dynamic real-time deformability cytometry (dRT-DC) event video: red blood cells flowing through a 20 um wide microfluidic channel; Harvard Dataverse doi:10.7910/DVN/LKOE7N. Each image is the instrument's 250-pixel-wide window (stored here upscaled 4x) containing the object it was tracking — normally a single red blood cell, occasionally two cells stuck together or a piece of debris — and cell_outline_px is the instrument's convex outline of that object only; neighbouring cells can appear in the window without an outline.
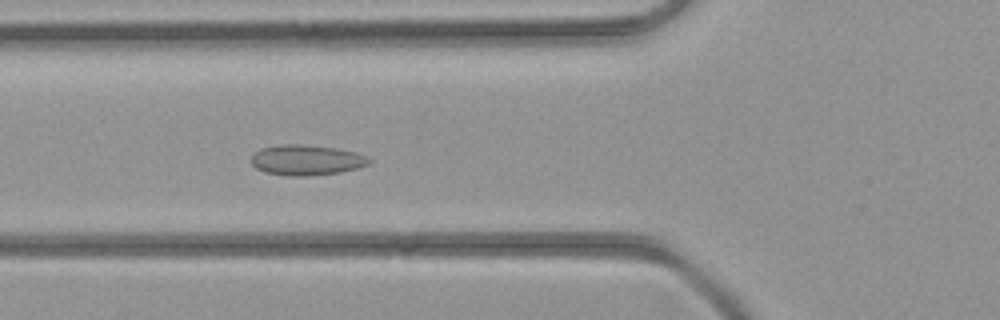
{"species": "common noctule bat (a hibernating species)", "species_latin": "Nyctalus noctula", "temperature_condition": "room temperature", "stored_images_in_passage": 38, "camera_frame_rate_fps": 3000, "um_per_image_px": 0.085, "animal": {"sex": "female", "body_mass_g": 21.9}, "frame": {"image": 1, "passage_image": 16, "time_ms": 5.0, "image_size_px": [1000, 320], "cell_outline_px": [[372, 160], [368, 164], [356, 168], [340, 172], [308, 176], [288, 176], [264, 172], [256, 168], [252, 164], [252, 156], [260, 148], [280, 144], [300, 144], [336, 148], [356, 152]], "centroid_in_image_um": [26.02, 13.6], "position_along_channel_um": 99.8, "area_um2": 20.81}}
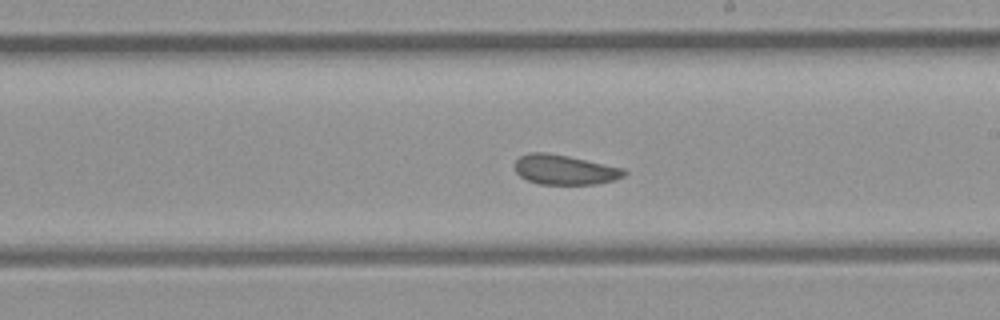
{"frame": {"image": 2, "passage_image": 25, "time_ms": 8.0, "image_size_px": [1000, 320], "cell_outline_px": [[628, 172], [624, 176], [616, 180], [596, 184], [540, 184], [528, 180], [520, 176], [516, 172], [512, 164], [520, 156], [528, 152], [548, 152], [568, 156], [624, 168]], "centroid_in_image_um": [47.98, 14.42], "position_along_channel_um": 241.0, "area_um2": 19.19}}
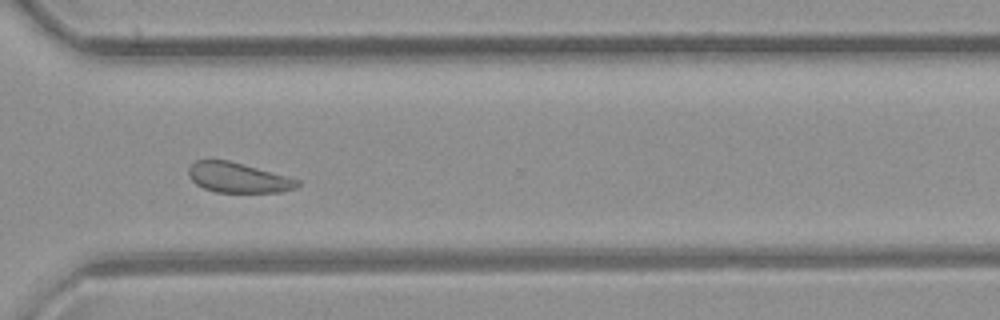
{"frame": {"image": 3, "passage_image": 32, "time_ms": 10.333, "image_size_px": [1000, 320], "cell_outline_px": [[300, 184], [296, 188], [280, 192], [216, 192], [204, 188], [196, 184], [188, 176], [188, 168], [196, 160], [228, 160], [300, 180]], "centroid_in_image_um": [20.22, 15.11], "position_along_channel_um": 350.4, "area_um2": 18.84}}